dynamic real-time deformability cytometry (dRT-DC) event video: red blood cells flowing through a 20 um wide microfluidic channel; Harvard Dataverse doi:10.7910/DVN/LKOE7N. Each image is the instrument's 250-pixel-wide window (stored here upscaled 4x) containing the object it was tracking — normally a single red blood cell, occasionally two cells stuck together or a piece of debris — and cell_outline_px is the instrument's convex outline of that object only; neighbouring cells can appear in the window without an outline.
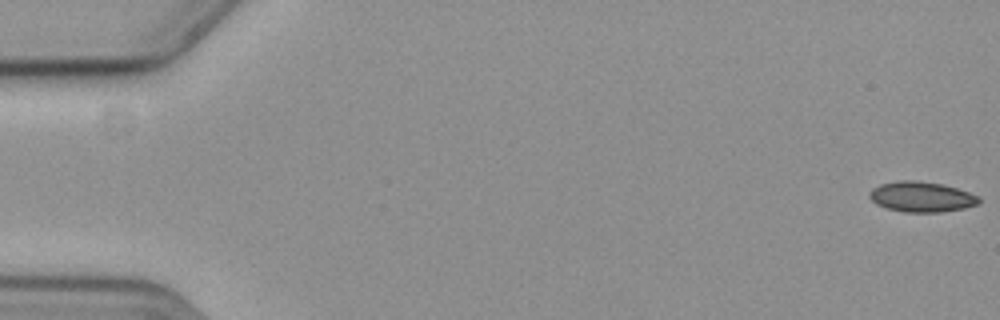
{"species": "common noctule bat (a hibernating species)", "species_latin": "Nyctalus noctula", "temperature_condition": "cold", "stored_images_in_passage": 6, "camera_frame_rate_fps": 3000, "um_per_image_px": 0.085, "animal": {"sex": "female", "body_mass_g": 19.3, "forearm_length_mm": 54.1}, "frame": {"image": 1, "passage_image": 1, "time_ms": 0.0, "image_size_px": [1000, 320], "cell_outline_px": [[980, 200], [976, 204], [964, 208], [940, 212], [904, 212], [888, 208], [876, 204], [868, 196], [868, 192], [872, 188], [880, 184], [896, 180], [916, 180], [940, 184], [956, 188], [968, 192], [976, 196]], "centroid_in_image_um": [78.25, 16.72], "position_along_channel_um": 6.7, "area_um2": 19.19}}